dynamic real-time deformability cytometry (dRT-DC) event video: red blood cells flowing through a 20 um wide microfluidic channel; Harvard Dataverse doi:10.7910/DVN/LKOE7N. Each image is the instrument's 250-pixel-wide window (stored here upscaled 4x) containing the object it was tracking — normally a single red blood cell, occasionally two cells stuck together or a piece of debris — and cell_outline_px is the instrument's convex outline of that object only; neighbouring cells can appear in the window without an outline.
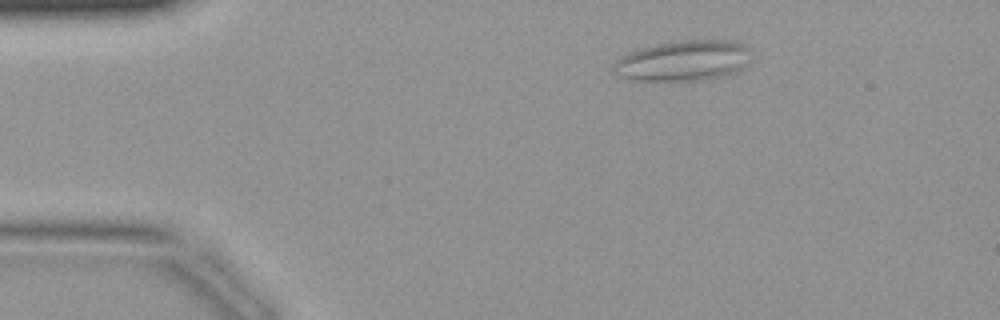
{"species": "common noctule bat (a hibernating species)", "species_latin": "Nyctalus noctula", "temperature_condition": "warm", "stored_images_in_passage": 43, "camera_frame_rate_fps": 3000, "um_per_image_px": 0.085, "animal": {"sex": "female", "body_mass_g": 19.9}, "frame": {"image": 1, "passage_image": 7, "time_ms": 2.0, "image_size_px": [1000, 320], "cell_outline_px": [[752, 60], [736, 72], [724, 76], [704, 80], [628, 80], [612, 72], [616, 60], [640, 48], [656, 44], [680, 40], [732, 40], [744, 44], [748, 48]], "centroid_in_image_um": [58.13, 5.16], "position_along_channel_um": 26.9, "area_um2": 32.6}}
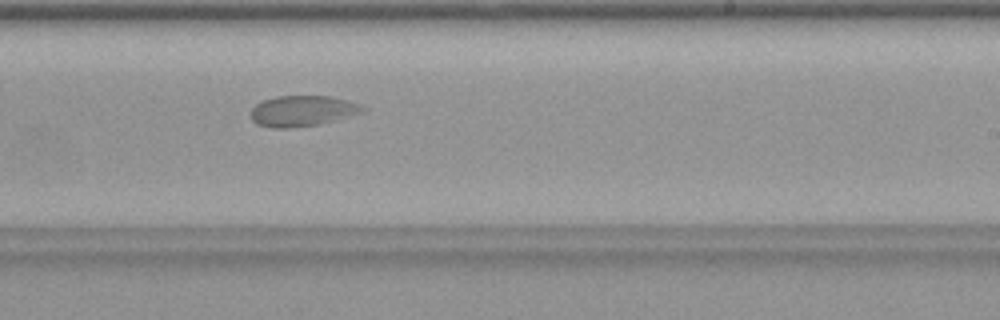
{"frame": {"image": 2, "passage_image": 26, "time_ms": 8.333, "image_size_px": [1000, 320], "cell_outline_px": [[368, 108], [364, 112], [336, 120], [320, 124], [288, 128], [268, 128], [256, 124], [252, 120], [248, 112], [260, 100], [276, 96], [332, 96], [364, 104]], "centroid_in_image_um": [25.71, 9.42], "position_along_channel_um": 263.3, "area_um2": 20.63}}
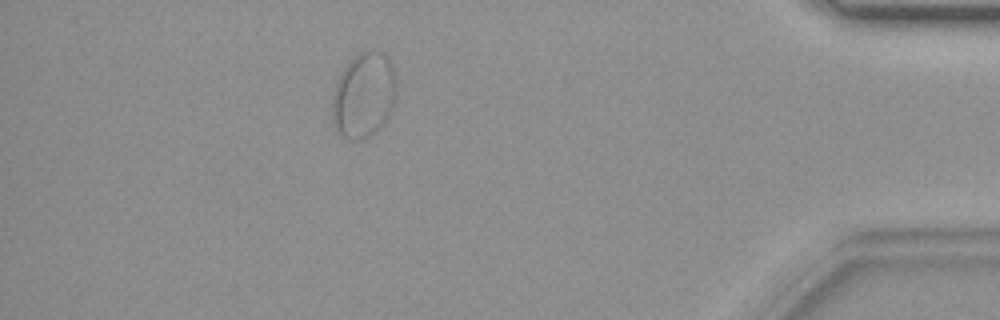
{"frame": {"image": 3, "passage_image": 38, "time_ms": 12.333, "image_size_px": [1000, 320], "cell_outline_px": [[396, 96], [392, 112], [380, 128], [372, 136], [360, 140], [348, 140], [340, 136], [332, 120], [332, 92], [336, 80], [348, 60], [360, 52], [368, 48], [372, 48], [388, 56], [396, 72]], "centroid_in_image_um": [30.93, 8.08], "position_along_channel_um": 404.3, "area_um2": 33.12}}